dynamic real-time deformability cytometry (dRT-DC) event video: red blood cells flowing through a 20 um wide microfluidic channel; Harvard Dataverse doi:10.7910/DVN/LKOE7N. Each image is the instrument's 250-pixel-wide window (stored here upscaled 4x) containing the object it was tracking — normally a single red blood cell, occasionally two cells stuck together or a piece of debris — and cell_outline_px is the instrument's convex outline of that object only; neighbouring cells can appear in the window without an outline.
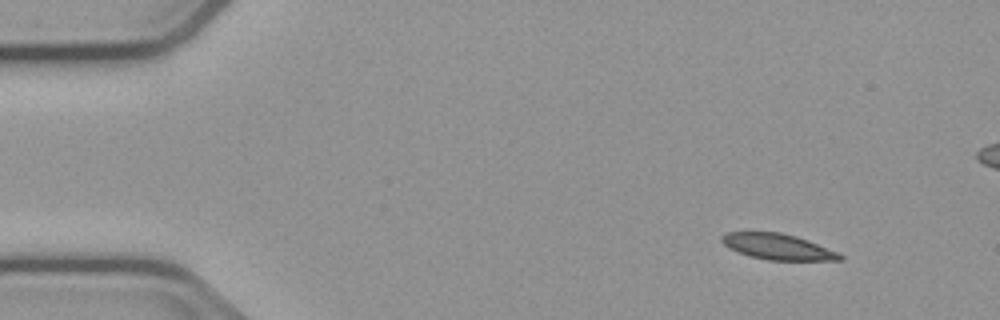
{"species": "common noctule bat (a hibernating species)", "species_latin": "Nyctalus noctula", "temperature_condition": "cold", "stored_images_in_passage": 4, "camera_frame_rate_fps": 3000, "um_per_image_px": 0.085, "animal": {"sex": "male", "body_mass_g": 23.1, "forearm_length_mm": 52.7}, "frame": {"image": 1, "passage_image": 1, "time_ms": 0.0, "image_size_px": [1000, 320], "cell_outline_px": [[844, 260], [768, 260], [752, 256], [728, 248], [720, 240], [720, 236], [724, 232], [780, 232], [796, 236], [808, 240], [840, 252], [844, 256]], "centroid_in_image_um": [66.14, 20.96], "position_along_channel_um": 18.9, "area_um2": 17.86}}